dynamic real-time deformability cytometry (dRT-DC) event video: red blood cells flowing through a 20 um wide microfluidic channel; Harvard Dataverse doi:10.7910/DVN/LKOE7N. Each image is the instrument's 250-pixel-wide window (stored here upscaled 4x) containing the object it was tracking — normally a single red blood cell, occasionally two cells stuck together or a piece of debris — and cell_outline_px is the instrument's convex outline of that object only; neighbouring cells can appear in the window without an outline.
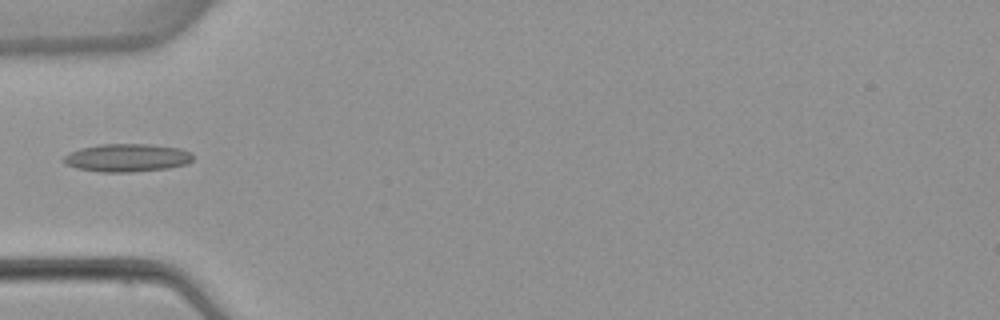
{"species": "common noctule bat (a hibernating species)", "species_latin": "Nyctalus noctula", "temperature_condition": "warm", "stored_images_in_passage": 1, "camera_frame_rate_fps": 3000, "um_per_image_px": 0.085, "animal": {"sex": "female", "body_mass_g": 22.7, "forearm_length_mm": 54.2}, "frame": {"image": 1, "passage_image": 1, "time_ms": 0.0, "image_size_px": [1000, 320], "cell_outline_px": [[192, 160], [188, 164], [168, 168], [132, 172], [100, 172], [76, 168], [68, 164], [64, 160], [64, 156], [68, 152], [80, 148], [100, 144], [152, 144], [180, 148], [192, 152]], "centroid_in_image_um": [10.83, 13.4], "position_along_channel_um": 74.2, "area_um2": 21.21}}